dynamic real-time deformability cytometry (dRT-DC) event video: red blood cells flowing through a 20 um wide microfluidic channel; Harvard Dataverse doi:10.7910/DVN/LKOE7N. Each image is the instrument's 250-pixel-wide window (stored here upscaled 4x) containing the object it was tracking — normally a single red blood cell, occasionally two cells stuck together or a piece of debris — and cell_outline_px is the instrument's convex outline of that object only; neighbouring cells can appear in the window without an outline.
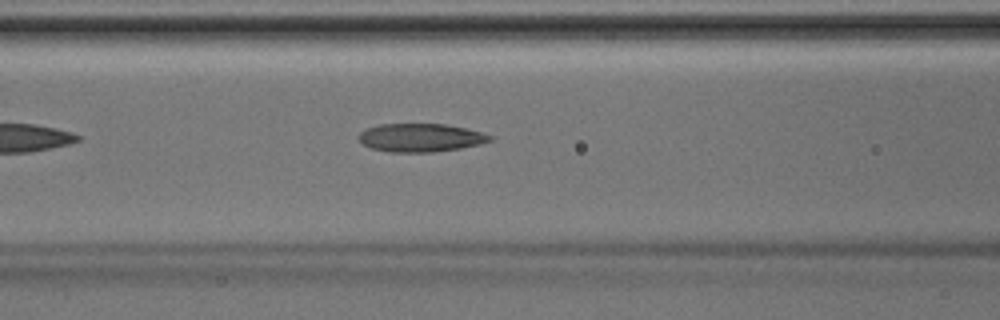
{"species": "Egyptian fruit bat (a non-hibernating species)", "species_latin": "Rousettus aegyptiacus", "temperature_condition": "room temperature", "stored_images_in_passage": 20, "camera_frame_rate_fps": 3000, "um_per_image_px": 0.085, "animal": {"sex": "male"}, "frame": {"image": 1, "passage_image": 6, "time_ms": 1.667, "image_size_px": [1000, 320], "cell_outline_px": [[492, 140], [480, 144], [460, 148], [432, 152], [388, 152], [372, 148], [364, 144], [356, 136], [360, 132], [368, 128], [380, 124], [444, 124], [464, 128], [480, 132], [492, 136]], "centroid_in_image_um": [35.73, 11.7], "position_along_channel_um": 130.9, "area_um2": 21.44}}
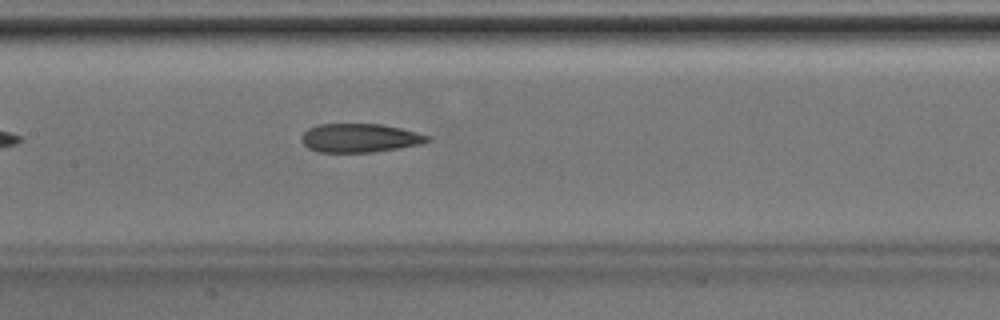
{"frame": {"image": 2, "passage_image": 9, "time_ms": 2.667, "image_size_px": [1000, 320], "cell_outline_px": [[432, 140], [420, 144], [372, 152], [320, 152], [308, 148], [300, 140], [300, 136], [308, 128], [316, 124], [380, 124], [400, 128], [432, 136]], "centroid_in_image_um": [30.56, 11.72], "position_along_channel_um": 176.8, "area_um2": 21.1}}